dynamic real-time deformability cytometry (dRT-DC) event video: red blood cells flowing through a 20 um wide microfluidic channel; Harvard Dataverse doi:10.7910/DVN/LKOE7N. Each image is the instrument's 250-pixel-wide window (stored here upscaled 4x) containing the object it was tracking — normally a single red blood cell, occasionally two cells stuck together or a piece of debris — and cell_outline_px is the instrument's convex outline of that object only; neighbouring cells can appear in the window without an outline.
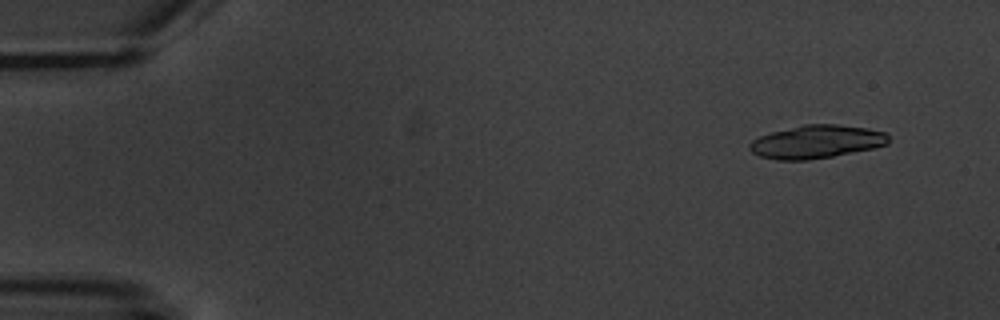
{"species": "common noctule bat (a hibernating species)", "species_latin": "Nyctalus noctula", "temperature_condition": "warm", "stored_images_in_passage": 7, "camera_frame_rate_fps": 3000, "um_per_image_px": 0.085, "animal": {"sex": "male", "body_mass_g": 20.1, "forearm_length_mm": 53.5}, "frame": {"image": 1, "passage_image": 2, "time_ms": 1.333, "image_size_px": [1000, 320], "cell_outline_px": [[888, 144], [872, 148], [832, 156], [808, 160], [776, 160], [760, 156], [752, 152], [748, 148], [748, 144], [752, 140], [760, 136], [772, 132], [804, 124], [836, 124], [868, 128], [888, 132]], "centroid_in_image_um": [69.39, 12.04], "position_along_channel_um": 15.6, "area_um2": 26.82}}